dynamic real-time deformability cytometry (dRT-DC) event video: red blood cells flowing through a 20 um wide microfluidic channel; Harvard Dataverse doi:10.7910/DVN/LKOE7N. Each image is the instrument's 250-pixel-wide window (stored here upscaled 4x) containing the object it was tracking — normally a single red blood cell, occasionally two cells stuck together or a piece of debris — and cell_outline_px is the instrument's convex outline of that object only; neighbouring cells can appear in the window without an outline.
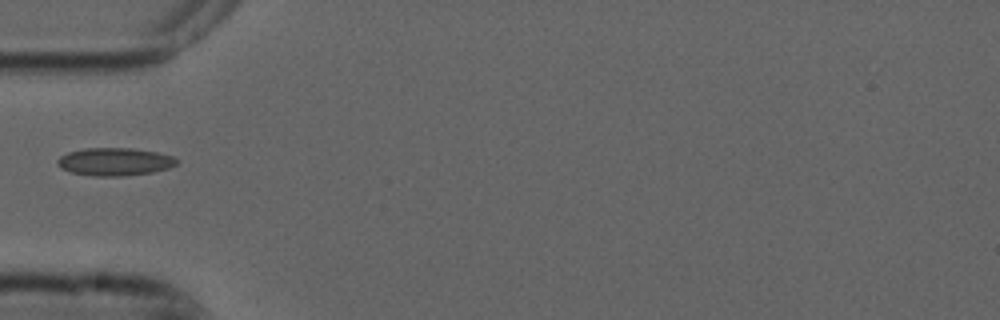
{"species": "common noctule bat (a hibernating species)", "species_latin": "Nyctalus noctula", "temperature_condition": "cold", "stored_images_in_passage": 37, "camera_frame_rate_fps": 3000, "um_per_image_px": 0.085, "animal": {"sex": "male", "forearm_length_mm": 52.5}, "frame": {"image": 1, "passage_image": 1, "time_ms": 0.0, "image_size_px": [1000, 320], "cell_outline_px": [[180, 160], [176, 164], [168, 168], [152, 172], [124, 176], [92, 176], [68, 172], [60, 168], [56, 164], [56, 160], [60, 156], [68, 152], [84, 148], [132, 148], [156, 152], [172, 156]], "centroid_in_image_um": [9.71, 13.75], "position_along_channel_um": 75.3, "area_um2": 19.54}}
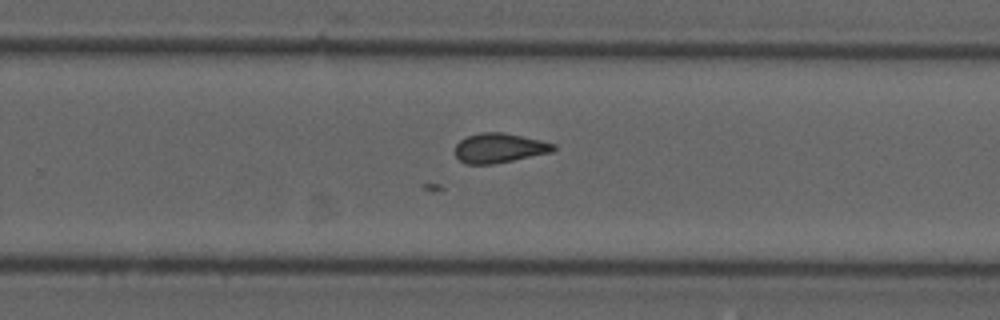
{"frame": {"image": 2, "passage_image": 18, "time_ms": 5.667, "image_size_px": [1000, 320], "cell_outline_px": [[556, 148], [552, 152], [492, 164], [464, 164], [456, 156], [456, 144], [460, 140], [468, 136], [480, 132], [500, 132], [540, 140], [556, 144]], "centroid_in_image_um": [42.43, 12.58], "position_along_channel_um": 287.4, "area_um2": 16.76}}